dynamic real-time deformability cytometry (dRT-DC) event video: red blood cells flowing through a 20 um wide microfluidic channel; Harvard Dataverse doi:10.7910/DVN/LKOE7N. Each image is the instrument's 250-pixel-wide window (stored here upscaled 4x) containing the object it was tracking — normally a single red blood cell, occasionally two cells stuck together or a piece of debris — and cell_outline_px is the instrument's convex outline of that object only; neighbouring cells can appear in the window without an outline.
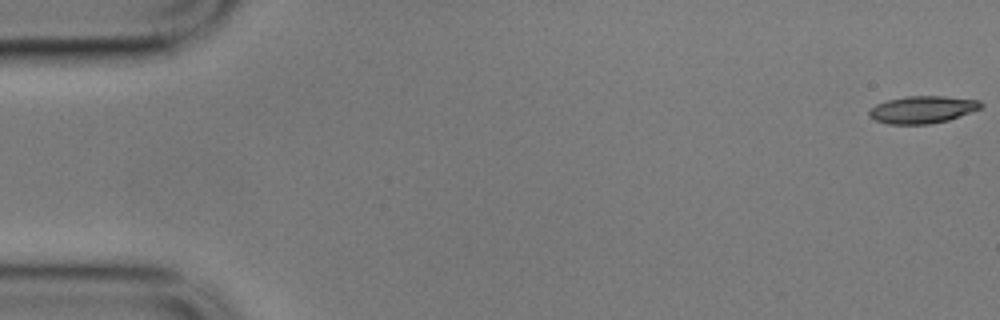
{"species": "common noctule bat (a hibernating species)", "species_latin": "Nyctalus noctula", "temperature_condition": "cold", "stored_images_in_passage": 20, "camera_frame_rate_fps": 3000, "um_per_image_px": 0.085, "animal": {"sex": "male", "body_mass_g": 17.9}, "frame": {"image": 1, "passage_image": 1, "time_ms": 0.0, "image_size_px": [1000, 320], "cell_outline_px": [[984, 104], [980, 108], [948, 120], [928, 124], [888, 124], [876, 120], [868, 116], [868, 108], [876, 104], [888, 100], [904, 96], [944, 96], [980, 100]], "centroid_in_image_um": [78.37, 9.31], "position_along_channel_um": 6.6, "area_um2": 17.8}}
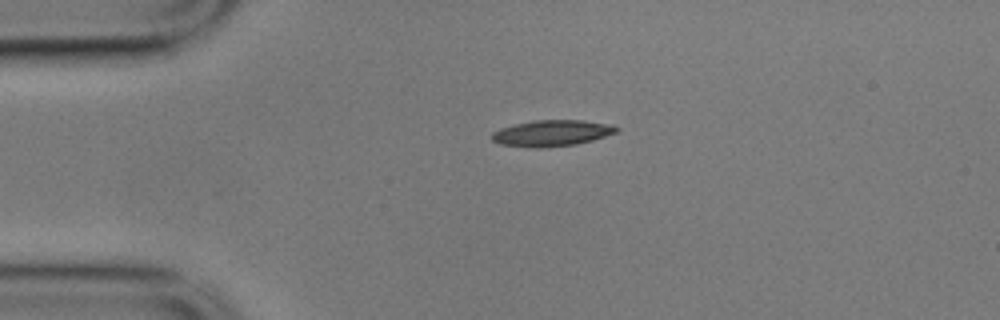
{"frame": {"image": 2, "passage_image": 13, "time_ms": 4.0, "image_size_px": [1000, 320], "cell_outline_px": [[620, 128], [616, 132], [592, 140], [576, 144], [544, 148], [536, 148], [500, 144], [492, 140], [492, 132], [500, 128], [516, 124], [536, 120], [584, 120], [612, 124]], "centroid_in_image_um": [46.92, 11.31], "position_along_channel_um": 38.1, "area_um2": 18.96}}
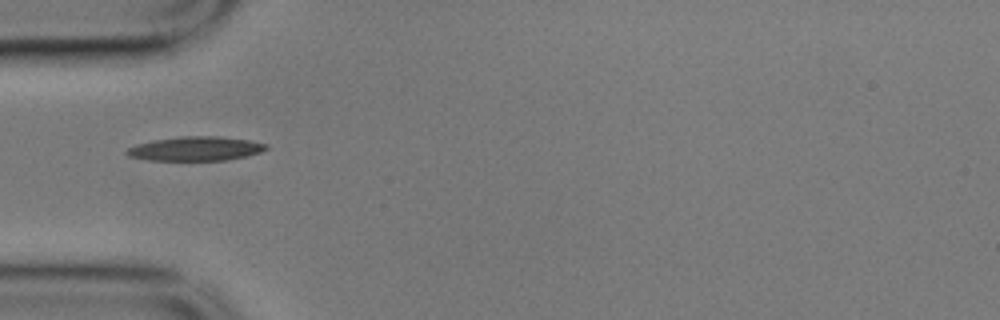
{"frame": {"image": 3, "passage_image": 18, "time_ms": 5.667, "image_size_px": [1000, 320], "cell_outline_px": [[268, 148], [260, 152], [248, 156], [228, 160], [148, 160], [128, 156], [124, 152], [128, 148], [136, 144], [152, 140], [180, 136], [216, 136], [248, 140], [268, 144]], "centroid_in_image_um": [16.61, 12.64], "position_along_channel_um": 68.4, "area_um2": 19.71}}